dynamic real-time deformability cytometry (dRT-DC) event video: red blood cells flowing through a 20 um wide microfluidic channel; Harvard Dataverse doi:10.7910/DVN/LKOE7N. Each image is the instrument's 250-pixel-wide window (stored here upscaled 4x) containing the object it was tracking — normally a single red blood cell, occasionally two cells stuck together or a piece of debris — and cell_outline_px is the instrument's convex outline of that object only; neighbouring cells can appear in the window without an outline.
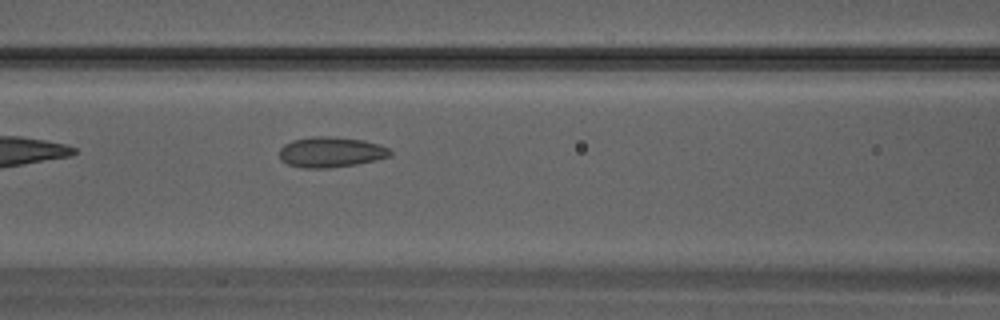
{"species": "Egyptian fruit bat (a non-hibernating species)", "species_latin": "Rousettus aegyptiacus", "temperature_condition": "warm", "stored_images_in_passage": 19, "camera_frame_rate_fps": 3000, "um_per_image_px": 0.085, "animal": {"sex": "male"}, "frame": {"image": 1, "passage_image": 4, "time_ms": 1.0, "image_size_px": [1000, 320], "cell_outline_px": [[392, 156], [376, 160], [356, 164], [328, 168], [304, 168], [288, 164], [280, 160], [280, 148], [284, 144], [292, 140], [312, 136], [328, 136], [364, 140], [380, 144], [388, 148], [392, 152]], "centroid_in_image_um": [28.13, 12.92], "position_along_channel_um": 138.5, "area_um2": 19.77}}
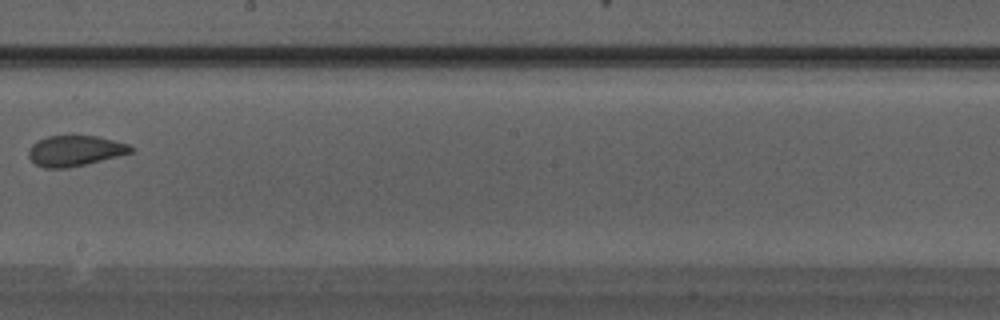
{"frame": {"image": 2, "passage_image": 9, "time_ms": 2.667, "image_size_px": [1000, 320], "cell_outline_px": [[132, 152], [84, 164], [64, 168], [44, 168], [36, 164], [28, 156], [28, 152], [32, 144], [48, 136], [96, 136], [128, 144], [132, 148]], "centroid_in_image_um": [6.33, 12.81], "position_along_channel_um": 241.9, "area_um2": 17.69}}
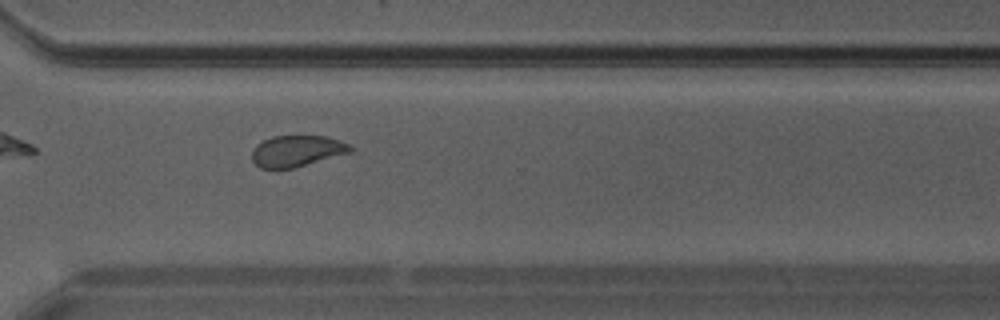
{"frame": {"image": 3, "passage_image": 14, "time_ms": 4.333, "image_size_px": [1000, 320], "cell_outline_px": [[352, 152], [292, 168], [260, 168], [252, 160], [252, 152], [256, 144], [272, 136], [324, 136], [348, 144], [352, 148]], "centroid_in_image_um": [25.2, 12.83], "position_along_channel_um": 345.4, "area_um2": 17.63}}